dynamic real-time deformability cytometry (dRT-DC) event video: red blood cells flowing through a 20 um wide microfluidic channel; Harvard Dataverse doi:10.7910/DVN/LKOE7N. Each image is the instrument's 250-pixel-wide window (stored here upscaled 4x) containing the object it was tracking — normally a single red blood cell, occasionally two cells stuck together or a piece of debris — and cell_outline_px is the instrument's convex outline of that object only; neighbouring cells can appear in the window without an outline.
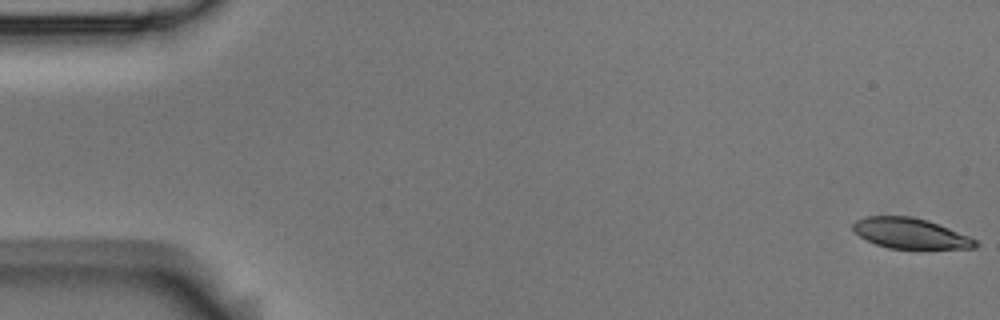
{"species": "Egyptian fruit bat (a non-hibernating species)", "species_latin": "Rousettus aegyptiacus", "temperature_condition": "room temperature", "stored_images_in_passage": 5, "camera_frame_rate_fps": 3000, "um_per_image_px": 0.085, "animal": {"sex": "male"}, "frame": {"image": 1, "passage_image": 1, "time_ms": 0.0, "image_size_px": [1000, 320], "cell_outline_px": [[980, 244], [976, 248], [888, 248], [876, 244], [860, 236], [852, 228], [852, 224], [856, 220], [864, 216], [912, 216], [928, 220], [968, 236], [976, 240]], "centroid_in_image_um": [77.37, 19.82], "position_along_channel_um": 7.6, "area_um2": 21.5}}
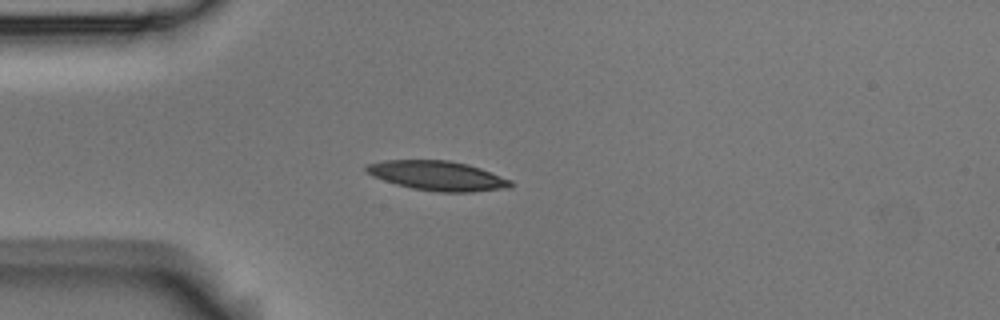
{"frame": {"image": 2, "passage_image": 5, "time_ms": 1.333, "image_size_px": [1000, 320], "cell_outline_px": [[512, 188], [472, 192], [440, 192], [412, 188], [396, 184], [372, 176], [364, 172], [364, 168], [368, 164], [384, 160], [448, 160], [468, 164], [480, 168], [512, 180]], "centroid_in_image_um": [37.2, 14.94], "position_along_channel_um": 47.8, "area_um2": 24.97}}